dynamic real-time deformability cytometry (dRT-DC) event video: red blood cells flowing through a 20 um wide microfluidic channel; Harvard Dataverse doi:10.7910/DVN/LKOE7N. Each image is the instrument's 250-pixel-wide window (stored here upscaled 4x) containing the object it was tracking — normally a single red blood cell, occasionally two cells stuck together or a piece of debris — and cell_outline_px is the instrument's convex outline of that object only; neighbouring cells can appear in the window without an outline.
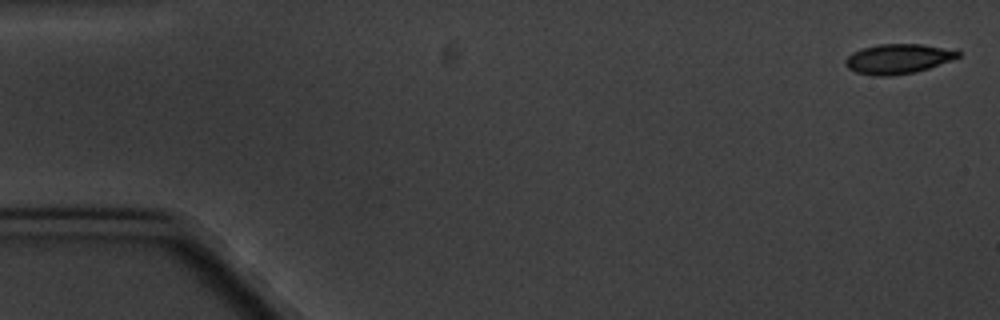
{"species": "common noctule bat (a hibernating species)", "species_latin": "Nyctalus noctula", "temperature_condition": "cold", "stored_images_in_passage": 7, "camera_frame_rate_fps": 3000, "um_per_image_px": 0.085, "animal": {"sex": "male", "body_mass_g": 20.1, "forearm_length_mm": 53.5}, "frame": {"image": 1, "passage_image": 1, "time_ms": 0.0, "image_size_px": [1000, 320], "cell_outline_px": [[960, 56], [928, 68], [916, 72], [888, 76], [876, 76], [856, 72], [848, 68], [844, 64], [844, 60], [852, 52], [860, 48], [880, 44], [920, 44], [960, 52]], "centroid_in_image_um": [76.24, 5.01], "position_along_channel_um": 8.8, "area_um2": 19.25}}
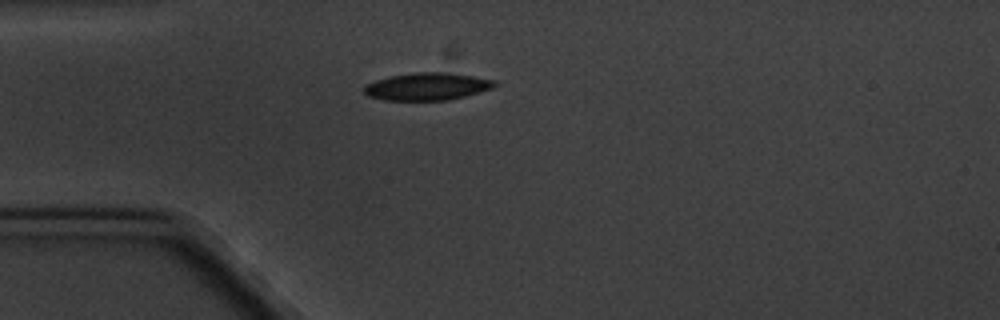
{"frame": {"image": 2, "passage_image": 5, "time_ms": 4.667, "image_size_px": [1000, 320], "cell_outline_px": [[500, 84], [492, 88], [464, 96], [448, 100], [384, 100], [368, 96], [360, 88], [364, 84], [388, 76], [416, 72], [448, 72], [496, 80]], "centroid_in_image_um": [36.27, 7.34], "position_along_channel_um": 48.7, "area_um2": 21.1}}